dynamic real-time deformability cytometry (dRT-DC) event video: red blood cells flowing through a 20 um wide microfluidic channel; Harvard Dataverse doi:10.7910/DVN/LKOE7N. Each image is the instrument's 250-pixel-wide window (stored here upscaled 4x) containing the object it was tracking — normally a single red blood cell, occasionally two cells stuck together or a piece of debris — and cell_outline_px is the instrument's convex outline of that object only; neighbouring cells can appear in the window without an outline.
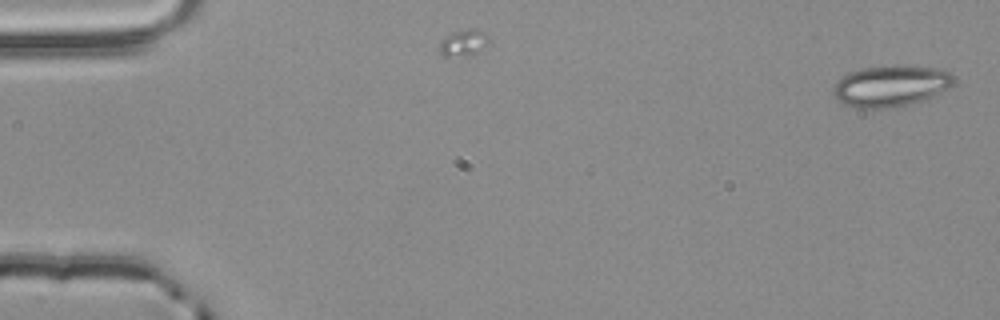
{"species": "common noctule bat (a hibernating species)", "species_latin": "Nyctalus noctula", "temperature_condition": "room temperature", "stored_images_in_passage": 4, "camera_frame_rate_fps": 3000, "um_per_image_px": 0.085, "animal": {"sex": "male", "body_mass_g": 20.4}, "frame": {"image": 1, "passage_image": 1, "time_ms": 0.0, "image_size_px": [1000, 320], "cell_outline_px": [[956, 80], [948, 88], [928, 100], [888, 108], [856, 108], [844, 104], [832, 92], [832, 88], [836, 80], [848, 72], [864, 68], [904, 64], [936, 68], [948, 72]], "centroid_in_image_um": [75.72, 7.3], "position_along_channel_um": 9.3, "area_um2": 29.25}}
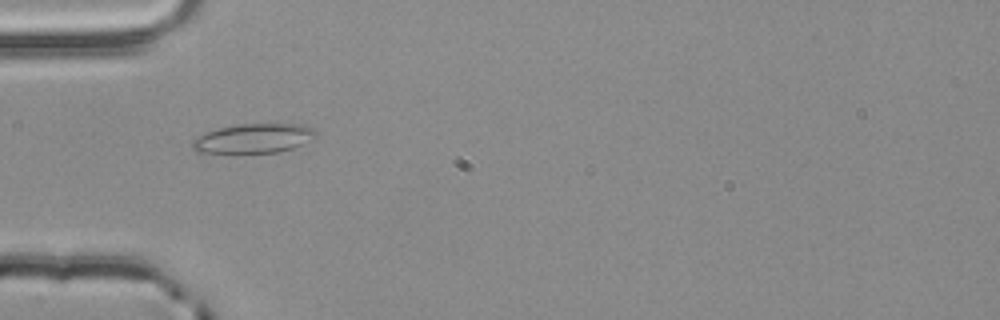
{"frame": {"image": 2, "passage_image": 4, "time_ms": 1.0, "image_size_px": [1000, 320], "cell_outline_px": [[316, 136], [312, 140], [292, 148], [276, 152], [200, 152], [192, 148], [192, 140], [204, 132], [220, 128], [240, 124], [300, 124], [316, 128]], "centroid_in_image_um": [21.59, 11.75], "position_along_channel_um": 63.4, "area_um2": 20.92}}